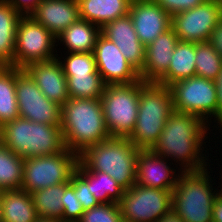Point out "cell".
Returning <instances> with one entry per match:
<instances>
[{
  "instance_id": "obj_44",
  "label": "cell",
  "mask_w": 222,
  "mask_h": 222,
  "mask_svg": "<svg viewBox=\"0 0 222 222\" xmlns=\"http://www.w3.org/2000/svg\"><path fill=\"white\" fill-rule=\"evenodd\" d=\"M1 201H0V222H2V214H1Z\"/></svg>"
},
{
  "instance_id": "obj_45",
  "label": "cell",
  "mask_w": 222,
  "mask_h": 222,
  "mask_svg": "<svg viewBox=\"0 0 222 222\" xmlns=\"http://www.w3.org/2000/svg\"><path fill=\"white\" fill-rule=\"evenodd\" d=\"M219 3H220V6H221V8H222V0H219Z\"/></svg>"
},
{
  "instance_id": "obj_33",
  "label": "cell",
  "mask_w": 222,
  "mask_h": 222,
  "mask_svg": "<svg viewBox=\"0 0 222 222\" xmlns=\"http://www.w3.org/2000/svg\"><path fill=\"white\" fill-rule=\"evenodd\" d=\"M77 222H123L119 203H99L83 212Z\"/></svg>"
},
{
  "instance_id": "obj_15",
  "label": "cell",
  "mask_w": 222,
  "mask_h": 222,
  "mask_svg": "<svg viewBox=\"0 0 222 222\" xmlns=\"http://www.w3.org/2000/svg\"><path fill=\"white\" fill-rule=\"evenodd\" d=\"M168 161L151 149L139 150L136 162V184L162 190H173L182 171H179L178 167L173 168L175 164Z\"/></svg>"
},
{
  "instance_id": "obj_41",
  "label": "cell",
  "mask_w": 222,
  "mask_h": 222,
  "mask_svg": "<svg viewBox=\"0 0 222 222\" xmlns=\"http://www.w3.org/2000/svg\"><path fill=\"white\" fill-rule=\"evenodd\" d=\"M156 222H184L179 215H177L172 209L160 217Z\"/></svg>"
},
{
  "instance_id": "obj_16",
  "label": "cell",
  "mask_w": 222,
  "mask_h": 222,
  "mask_svg": "<svg viewBox=\"0 0 222 222\" xmlns=\"http://www.w3.org/2000/svg\"><path fill=\"white\" fill-rule=\"evenodd\" d=\"M129 15L139 40L145 46L171 28L172 16L154 0H132Z\"/></svg>"
},
{
  "instance_id": "obj_5",
  "label": "cell",
  "mask_w": 222,
  "mask_h": 222,
  "mask_svg": "<svg viewBox=\"0 0 222 222\" xmlns=\"http://www.w3.org/2000/svg\"><path fill=\"white\" fill-rule=\"evenodd\" d=\"M139 150L128 138L111 137L87 147L79 162L89 171L107 173L127 190L136 184Z\"/></svg>"
},
{
  "instance_id": "obj_46",
  "label": "cell",
  "mask_w": 222,
  "mask_h": 222,
  "mask_svg": "<svg viewBox=\"0 0 222 222\" xmlns=\"http://www.w3.org/2000/svg\"><path fill=\"white\" fill-rule=\"evenodd\" d=\"M0 143H1V126H0Z\"/></svg>"
},
{
  "instance_id": "obj_43",
  "label": "cell",
  "mask_w": 222,
  "mask_h": 222,
  "mask_svg": "<svg viewBox=\"0 0 222 222\" xmlns=\"http://www.w3.org/2000/svg\"><path fill=\"white\" fill-rule=\"evenodd\" d=\"M220 177L222 178V175L219 176V180H220ZM222 180V179H221ZM222 182V181H221ZM221 182H218L220 184V193L222 194V183Z\"/></svg>"
},
{
  "instance_id": "obj_30",
  "label": "cell",
  "mask_w": 222,
  "mask_h": 222,
  "mask_svg": "<svg viewBox=\"0 0 222 222\" xmlns=\"http://www.w3.org/2000/svg\"><path fill=\"white\" fill-rule=\"evenodd\" d=\"M222 69V56L207 42L195 43L196 76L215 81Z\"/></svg>"
},
{
  "instance_id": "obj_17",
  "label": "cell",
  "mask_w": 222,
  "mask_h": 222,
  "mask_svg": "<svg viewBox=\"0 0 222 222\" xmlns=\"http://www.w3.org/2000/svg\"><path fill=\"white\" fill-rule=\"evenodd\" d=\"M101 34L116 44L125 59L138 72L142 70L146 46L139 40L129 14L105 24L101 28Z\"/></svg>"
},
{
  "instance_id": "obj_35",
  "label": "cell",
  "mask_w": 222,
  "mask_h": 222,
  "mask_svg": "<svg viewBox=\"0 0 222 222\" xmlns=\"http://www.w3.org/2000/svg\"><path fill=\"white\" fill-rule=\"evenodd\" d=\"M70 184L74 187L76 198L81 202L84 211L90 210L99 204L90 192L87 179L77 169L71 176Z\"/></svg>"
},
{
  "instance_id": "obj_36",
  "label": "cell",
  "mask_w": 222,
  "mask_h": 222,
  "mask_svg": "<svg viewBox=\"0 0 222 222\" xmlns=\"http://www.w3.org/2000/svg\"><path fill=\"white\" fill-rule=\"evenodd\" d=\"M168 14H174L190 10L197 5L203 4L206 0H154Z\"/></svg>"
},
{
  "instance_id": "obj_28",
  "label": "cell",
  "mask_w": 222,
  "mask_h": 222,
  "mask_svg": "<svg viewBox=\"0 0 222 222\" xmlns=\"http://www.w3.org/2000/svg\"><path fill=\"white\" fill-rule=\"evenodd\" d=\"M69 185L70 182L57 184L31 193L37 216L62 221L63 206L61 198Z\"/></svg>"
},
{
  "instance_id": "obj_27",
  "label": "cell",
  "mask_w": 222,
  "mask_h": 222,
  "mask_svg": "<svg viewBox=\"0 0 222 222\" xmlns=\"http://www.w3.org/2000/svg\"><path fill=\"white\" fill-rule=\"evenodd\" d=\"M15 66L0 65V126L19 118Z\"/></svg>"
},
{
  "instance_id": "obj_6",
  "label": "cell",
  "mask_w": 222,
  "mask_h": 222,
  "mask_svg": "<svg viewBox=\"0 0 222 222\" xmlns=\"http://www.w3.org/2000/svg\"><path fill=\"white\" fill-rule=\"evenodd\" d=\"M1 143L22 158L54 155L66 148L61 125L21 117L1 127Z\"/></svg>"
},
{
  "instance_id": "obj_7",
  "label": "cell",
  "mask_w": 222,
  "mask_h": 222,
  "mask_svg": "<svg viewBox=\"0 0 222 222\" xmlns=\"http://www.w3.org/2000/svg\"><path fill=\"white\" fill-rule=\"evenodd\" d=\"M141 80L106 85L101 96L105 124L111 137L128 138L136 125Z\"/></svg>"
},
{
  "instance_id": "obj_25",
  "label": "cell",
  "mask_w": 222,
  "mask_h": 222,
  "mask_svg": "<svg viewBox=\"0 0 222 222\" xmlns=\"http://www.w3.org/2000/svg\"><path fill=\"white\" fill-rule=\"evenodd\" d=\"M21 17L6 0H0V65L14 66L15 39Z\"/></svg>"
},
{
  "instance_id": "obj_1",
  "label": "cell",
  "mask_w": 222,
  "mask_h": 222,
  "mask_svg": "<svg viewBox=\"0 0 222 222\" xmlns=\"http://www.w3.org/2000/svg\"><path fill=\"white\" fill-rule=\"evenodd\" d=\"M210 128L198 116L174 110L151 150L172 163L174 161L182 172L203 171L210 168L211 162L208 158L209 149L206 148V143L211 141L205 142L210 137L208 136L211 134Z\"/></svg>"
},
{
  "instance_id": "obj_31",
  "label": "cell",
  "mask_w": 222,
  "mask_h": 222,
  "mask_svg": "<svg viewBox=\"0 0 222 222\" xmlns=\"http://www.w3.org/2000/svg\"><path fill=\"white\" fill-rule=\"evenodd\" d=\"M66 78L70 98L99 99L106 86L100 74L68 75Z\"/></svg>"
},
{
  "instance_id": "obj_2",
  "label": "cell",
  "mask_w": 222,
  "mask_h": 222,
  "mask_svg": "<svg viewBox=\"0 0 222 222\" xmlns=\"http://www.w3.org/2000/svg\"><path fill=\"white\" fill-rule=\"evenodd\" d=\"M61 130L65 147L78 155L87 147L111 138L101 98H69L61 106Z\"/></svg>"
},
{
  "instance_id": "obj_8",
  "label": "cell",
  "mask_w": 222,
  "mask_h": 222,
  "mask_svg": "<svg viewBox=\"0 0 222 222\" xmlns=\"http://www.w3.org/2000/svg\"><path fill=\"white\" fill-rule=\"evenodd\" d=\"M169 88L173 96L175 111L194 114L209 126L214 121L217 125L214 123L211 131L214 130V127L218 130V100L215 81L194 76L174 82Z\"/></svg>"
},
{
  "instance_id": "obj_11",
  "label": "cell",
  "mask_w": 222,
  "mask_h": 222,
  "mask_svg": "<svg viewBox=\"0 0 222 222\" xmlns=\"http://www.w3.org/2000/svg\"><path fill=\"white\" fill-rule=\"evenodd\" d=\"M172 190L134 184L119 202L123 222H156L171 209Z\"/></svg>"
},
{
  "instance_id": "obj_19",
  "label": "cell",
  "mask_w": 222,
  "mask_h": 222,
  "mask_svg": "<svg viewBox=\"0 0 222 222\" xmlns=\"http://www.w3.org/2000/svg\"><path fill=\"white\" fill-rule=\"evenodd\" d=\"M178 42V36L171 27L147 45L144 65L139 72L140 80L157 82L168 71L173 51Z\"/></svg>"
},
{
  "instance_id": "obj_14",
  "label": "cell",
  "mask_w": 222,
  "mask_h": 222,
  "mask_svg": "<svg viewBox=\"0 0 222 222\" xmlns=\"http://www.w3.org/2000/svg\"><path fill=\"white\" fill-rule=\"evenodd\" d=\"M93 53L97 71L105 85L127 84L140 80L139 72L125 59L116 44L102 34L96 40Z\"/></svg>"
},
{
  "instance_id": "obj_29",
  "label": "cell",
  "mask_w": 222,
  "mask_h": 222,
  "mask_svg": "<svg viewBox=\"0 0 222 222\" xmlns=\"http://www.w3.org/2000/svg\"><path fill=\"white\" fill-rule=\"evenodd\" d=\"M24 160L0 143V191L21 189Z\"/></svg>"
},
{
  "instance_id": "obj_13",
  "label": "cell",
  "mask_w": 222,
  "mask_h": 222,
  "mask_svg": "<svg viewBox=\"0 0 222 222\" xmlns=\"http://www.w3.org/2000/svg\"><path fill=\"white\" fill-rule=\"evenodd\" d=\"M222 20L219 0H206L203 4L172 16L171 27L182 42H207Z\"/></svg>"
},
{
  "instance_id": "obj_24",
  "label": "cell",
  "mask_w": 222,
  "mask_h": 222,
  "mask_svg": "<svg viewBox=\"0 0 222 222\" xmlns=\"http://www.w3.org/2000/svg\"><path fill=\"white\" fill-rule=\"evenodd\" d=\"M196 76L195 42L179 41L172 54L168 71L157 83L170 86L174 82Z\"/></svg>"
},
{
  "instance_id": "obj_20",
  "label": "cell",
  "mask_w": 222,
  "mask_h": 222,
  "mask_svg": "<svg viewBox=\"0 0 222 222\" xmlns=\"http://www.w3.org/2000/svg\"><path fill=\"white\" fill-rule=\"evenodd\" d=\"M30 16L56 38L79 17L77 0H41Z\"/></svg>"
},
{
  "instance_id": "obj_22",
  "label": "cell",
  "mask_w": 222,
  "mask_h": 222,
  "mask_svg": "<svg viewBox=\"0 0 222 222\" xmlns=\"http://www.w3.org/2000/svg\"><path fill=\"white\" fill-rule=\"evenodd\" d=\"M100 34L98 25L79 18L56 38L57 46L64 45L66 53L93 52Z\"/></svg>"
},
{
  "instance_id": "obj_3",
  "label": "cell",
  "mask_w": 222,
  "mask_h": 222,
  "mask_svg": "<svg viewBox=\"0 0 222 222\" xmlns=\"http://www.w3.org/2000/svg\"><path fill=\"white\" fill-rule=\"evenodd\" d=\"M173 111V96L168 86L141 80L136 125L128 139L140 150L152 149Z\"/></svg>"
},
{
  "instance_id": "obj_32",
  "label": "cell",
  "mask_w": 222,
  "mask_h": 222,
  "mask_svg": "<svg viewBox=\"0 0 222 222\" xmlns=\"http://www.w3.org/2000/svg\"><path fill=\"white\" fill-rule=\"evenodd\" d=\"M64 55H66V58L62 57L61 52V57L57 55V58L61 62L66 77L68 75L100 74L97 71L93 52L64 53Z\"/></svg>"
},
{
  "instance_id": "obj_23",
  "label": "cell",
  "mask_w": 222,
  "mask_h": 222,
  "mask_svg": "<svg viewBox=\"0 0 222 222\" xmlns=\"http://www.w3.org/2000/svg\"><path fill=\"white\" fill-rule=\"evenodd\" d=\"M2 222H36L31 194L23 189L0 191Z\"/></svg>"
},
{
  "instance_id": "obj_38",
  "label": "cell",
  "mask_w": 222,
  "mask_h": 222,
  "mask_svg": "<svg viewBox=\"0 0 222 222\" xmlns=\"http://www.w3.org/2000/svg\"><path fill=\"white\" fill-rule=\"evenodd\" d=\"M208 42L222 56V20L212 31Z\"/></svg>"
},
{
  "instance_id": "obj_34",
  "label": "cell",
  "mask_w": 222,
  "mask_h": 222,
  "mask_svg": "<svg viewBox=\"0 0 222 222\" xmlns=\"http://www.w3.org/2000/svg\"><path fill=\"white\" fill-rule=\"evenodd\" d=\"M61 201L63 206L62 221L77 222L84 209L81 202L76 198V192L71 184L65 189Z\"/></svg>"
},
{
  "instance_id": "obj_9",
  "label": "cell",
  "mask_w": 222,
  "mask_h": 222,
  "mask_svg": "<svg viewBox=\"0 0 222 222\" xmlns=\"http://www.w3.org/2000/svg\"><path fill=\"white\" fill-rule=\"evenodd\" d=\"M78 162L79 155L67 148L54 155L27 157L21 189L31 194L49 186L69 183Z\"/></svg>"
},
{
  "instance_id": "obj_12",
  "label": "cell",
  "mask_w": 222,
  "mask_h": 222,
  "mask_svg": "<svg viewBox=\"0 0 222 222\" xmlns=\"http://www.w3.org/2000/svg\"><path fill=\"white\" fill-rule=\"evenodd\" d=\"M15 88L21 118L35 123L61 125V106L49 100L24 70L15 67Z\"/></svg>"
},
{
  "instance_id": "obj_10",
  "label": "cell",
  "mask_w": 222,
  "mask_h": 222,
  "mask_svg": "<svg viewBox=\"0 0 222 222\" xmlns=\"http://www.w3.org/2000/svg\"><path fill=\"white\" fill-rule=\"evenodd\" d=\"M56 37L30 15L18 22L14 50V66L24 69L31 63L57 57Z\"/></svg>"
},
{
  "instance_id": "obj_18",
  "label": "cell",
  "mask_w": 222,
  "mask_h": 222,
  "mask_svg": "<svg viewBox=\"0 0 222 222\" xmlns=\"http://www.w3.org/2000/svg\"><path fill=\"white\" fill-rule=\"evenodd\" d=\"M24 70L49 100L62 106L70 98L67 78L57 57L49 61L31 63Z\"/></svg>"
},
{
  "instance_id": "obj_21",
  "label": "cell",
  "mask_w": 222,
  "mask_h": 222,
  "mask_svg": "<svg viewBox=\"0 0 222 222\" xmlns=\"http://www.w3.org/2000/svg\"><path fill=\"white\" fill-rule=\"evenodd\" d=\"M79 17L102 28L129 14L132 0H77Z\"/></svg>"
},
{
  "instance_id": "obj_37",
  "label": "cell",
  "mask_w": 222,
  "mask_h": 222,
  "mask_svg": "<svg viewBox=\"0 0 222 222\" xmlns=\"http://www.w3.org/2000/svg\"><path fill=\"white\" fill-rule=\"evenodd\" d=\"M19 14L29 16L41 0H6Z\"/></svg>"
},
{
  "instance_id": "obj_26",
  "label": "cell",
  "mask_w": 222,
  "mask_h": 222,
  "mask_svg": "<svg viewBox=\"0 0 222 222\" xmlns=\"http://www.w3.org/2000/svg\"><path fill=\"white\" fill-rule=\"evenodd\" d=\"M76 169L87 179V185L98 203H119L125 189L107 173L89 171L80 162Z\"/></svg>"
},
{
  "instance_id": "obj_42",
  "label": "cell",
  "mask_w": 222,
  "mask_h": 222,
  "mask_svg": "<svg viewBox=\"0 0 222 222\" xmlns=\"http://www.w3.org/2000/svg\"><path fill=\"white\" fill-rule=\"evenodd\" d=\"M36 222H63L60 219L38 217Z\"/></svg>"
},
{
  "instance_id": "obj_40",
  "label": "cell",
  "mask_w": 222,
  "mask_h": 222,
  "mask_svg": "<svg viewBox=\"0 0 222 222\" xmlns=\"http://www.w3.org/2000/svg\"><path fill=\"white\" fill-rule=\"evenodd\" d=\"M213 222H222V194L219 193L214 199Z\"/></svg>"
},
{
  "instance_id": "obj_39",
  "label": "cell",
  "mask_w": 222,
  "mask_h": 222,
  "mask_svg": "<svg viewBox=\"0 0 222 222\" xmlns=\"http://www.w3.org/2000/svg\"><path fill=\"white\" fill-rule=\"evenodd\" d=\"M215 84L217 88V100H218V131L222 135V69L215 79Z\"/></svg>"
},
{
  "instance_id": "obj_4",
  "label": "cell",
  "mask_w": 222,
  "mask_h": 222,
  "mask_svg": "<svg viewBox=\"0 0 222 222\" xmlns=\"http://www.w3.org/2000/svg\"><path fill=\"white\" fill-rule=\"evenodd\" d=\"M212 171L210 167L180 173L172 190L171 209L184 222H213L214 199L220 193V186H213L216 182L210 176Z\"/></svg>"
}]
</instances>
